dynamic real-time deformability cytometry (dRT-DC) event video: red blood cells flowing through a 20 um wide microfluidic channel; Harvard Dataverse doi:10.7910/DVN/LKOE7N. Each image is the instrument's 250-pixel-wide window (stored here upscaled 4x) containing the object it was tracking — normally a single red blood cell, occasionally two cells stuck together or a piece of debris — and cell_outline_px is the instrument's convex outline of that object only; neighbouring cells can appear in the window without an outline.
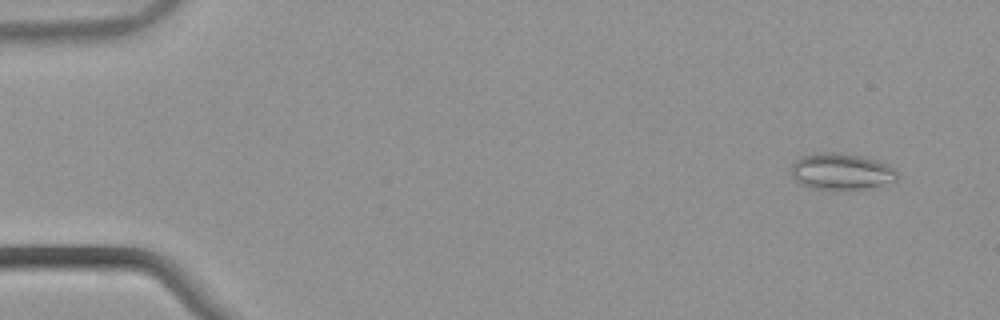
{"species": "common noctule bat (a hibernating species)", "species_latin": "Nyctalus noctula", "temperature_condition": "warm", "stored_images_in_passage": 54, "camera_frame_rate_fps": 3000, "um_per_image_px": 0.085, "animal": {"sex": "male", "body_mass_g": 21.5, "forearm_length_mm": 52.0}, "frame": {"image": 1, "passage_image": 4, "time_ms": 1.0, "image_size_px": [1000, 320], "cell_outline_px": [[896, 180], [864, 188], [844, 192], [812, 188], [800, 184], [792, 176], [792, 164], [800, 156], [820, 152], [840, 152], [860, 156], [876, 160], [888, 164], [896, 168]], "centroid_in_image_um": [71.48, 14.59], "position_along_channel_um": 13.5, "area_um2": 22.83}}
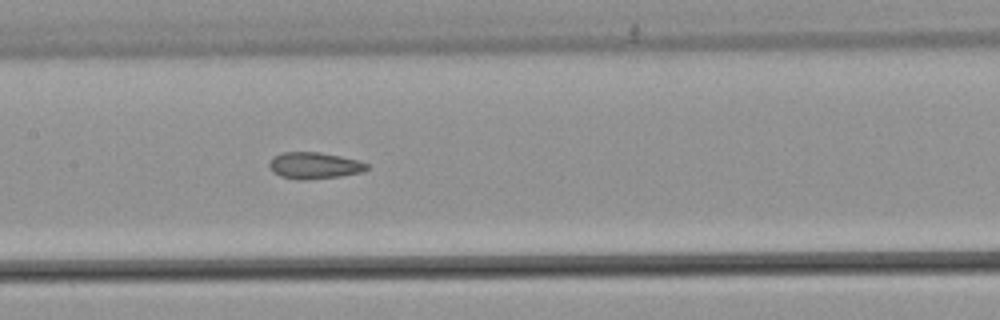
{"frame": {"image": 2, "passage_image": 27, "time_ms": 8.667, "image_size_px": [1000, 320], "cell_outline_px": [[368, 168], [364, 172], [340, 176], [304, 180], [296, 180], [280, 176], [272, 172], [268, 164], [272, 156], [280, 152], [320, 152], [360, 160], [368, 164]], "centroid_in_image_um": [26.7, 14.07], "position_along_channel_um": 180.7, "area_um2": 15.37}}
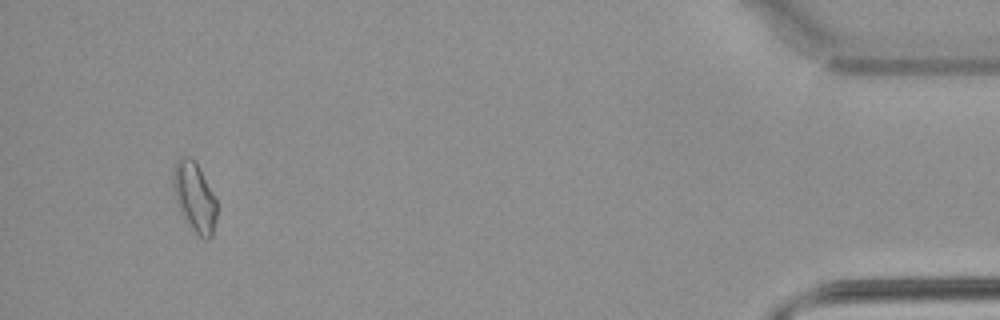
{"frame": {"image": 3, "passage_image": 51, "time_ms": 16.667, "image_size_px": [1000, 320], "cell_outline_px": [[216, 216], [212, 236], [208, 240], [200, 236], [184, 220], [176, 200], [172, 184], [172, 172], [176, 160], [180, 156], [188, 156], [196, 160], [216, 196]], "centroid_in_image_um": [16.53, 16.68], "position_along_channel_um": 418.7, "area_um2": 17.98}, "authors_computed_cell_mechanics": {"area_um2": 15.9528, "velocity_mm_per_s": 3.8677, "shape_relaxation_time_tau1_ms": null, "shape_relaxation_time_tau2_ms": 2.1759, "deformation_change_tau1": null, "deformation_change_tau2": 0.091}}